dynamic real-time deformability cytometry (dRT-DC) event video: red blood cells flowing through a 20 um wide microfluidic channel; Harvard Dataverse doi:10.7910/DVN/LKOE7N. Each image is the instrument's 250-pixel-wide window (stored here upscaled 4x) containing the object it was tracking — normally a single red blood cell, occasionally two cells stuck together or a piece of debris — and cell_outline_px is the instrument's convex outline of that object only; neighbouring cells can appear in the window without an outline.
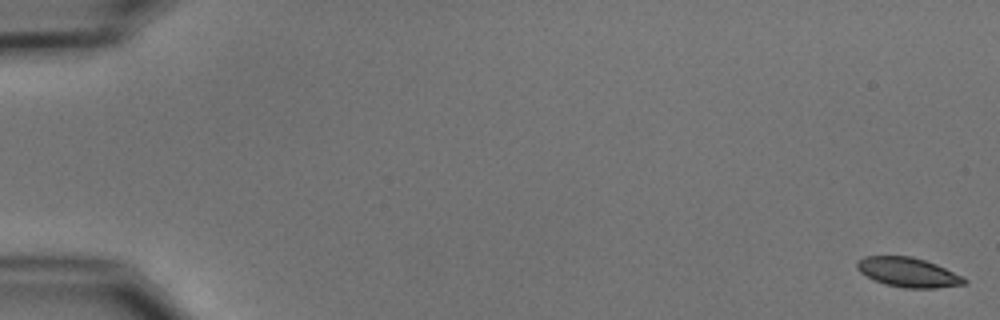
{"species": "common noctule bat (a hibernating species)", "species_latin": "Nyctalus noctula", "temperature_condition": "cold", "stored_images_in_passage": 9, "camera_frame_rate_fps": 3000, "um_per_image_px": 0.085, "animal": {"sex": "male", "body_mass_g": 15.6}, "frame": {"image": 1, "passage_image": 1, "time_ms": 0.0, "image_size_px": [1000, 320], "cell_outline_px": [[968, 280], [964, 284], [936, 288], [904, 288], [884, 284], [860, 272], [856, 268], [856, 264], [864, 256], [912, 256], [936, 264]], "centroid_in_image_um": [77.17, 23.15], "position_along_channel_um": 7.8, "area_um2": 18.15}}
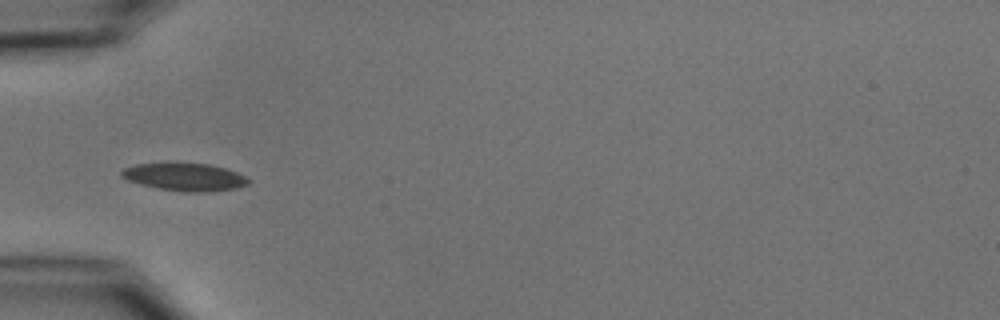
{"frame": {"image": 2, "passage_image": 6, "time_ms": 6.0, "image_size_px": [1000, 320], "cell_outline_px": [[252, 180], [248, 184], [236, 188], [208, 192], [184, 192], [160, 188], [140, 184], [128, 180], [120, 176], [120, 172], [124, 168], [136, 164], [168, 160], [176, 160], [208, 164], [224, 168], [236, 172]], "centroid_in_image_um": [15.66, 14.99], "position_along_channel_um": 69.3, "area_um2": 21.27}}